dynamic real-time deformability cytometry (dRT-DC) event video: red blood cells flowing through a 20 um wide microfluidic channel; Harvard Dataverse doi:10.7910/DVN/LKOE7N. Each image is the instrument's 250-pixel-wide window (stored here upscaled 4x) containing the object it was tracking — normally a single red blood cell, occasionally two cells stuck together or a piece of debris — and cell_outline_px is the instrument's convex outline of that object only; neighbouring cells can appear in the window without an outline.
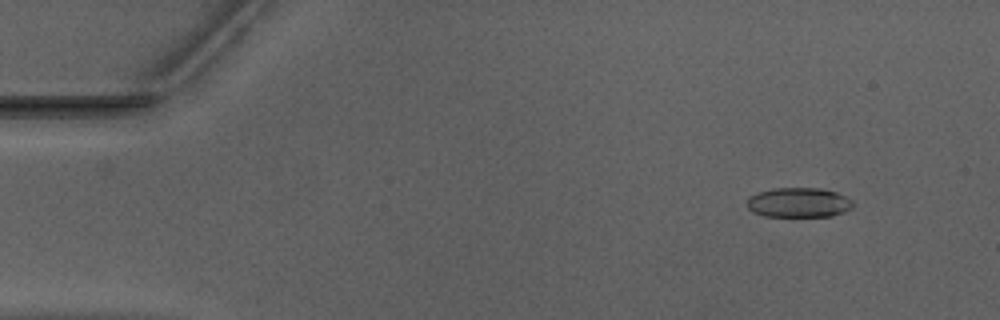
{"species": "Egyptian fruit bat (a non-hibernating species)", "species_latin": "Rousettus aegyptiacus", "temperature_condition": "warm", "stored_images_in_passage": 41, "camera_frame_rate_fps": 3000, "um_per_image_px": 0.085, "animal": {"sex": "male"}, "frame": {"image": 1, "passage_image": 1, "time_ms": 0.0, "image_size_px": [1000, 320], "cell_outline_px": [[852, 208], [844, 212], [832, 216], [764, 216], [752, 212], [748, 208], [748, 200], [756, 192], [776, 188], [820, 188], [836, 192], [852, 200]], "centroid_in_image_um": [67.89, 17.22], "position_along_channel_um": 17.1, "area_um2": 18.26}}
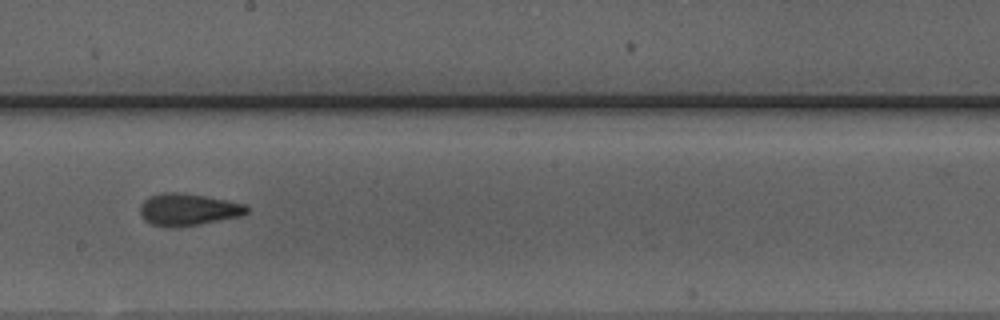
{"frame": {"image": 2, "passage_image": 25, "time_ms": 8.0, "image_size_px": [1000, 320], "cell_outline_px": [[248, 212], [240, 216], [200, 224], [172, 228], [152, 224], [144, 220], [140, 212], [140, 204], [148, 196], [160, 192], [184, 192], [244, 204], [248, 208]], "centroid_in_image_um": [15.93, 17.8], "position_along_channel_um": 232.3, "area_um2": 19.94}}
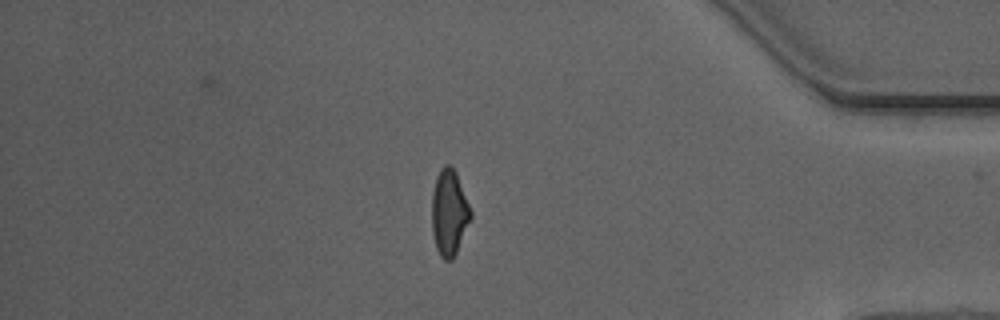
{"frame": {"image": 3, "passage_image": 40, "time_ms": 13.0, "image_size_px": [1000, 320], "cell_outline_px": [[472, 220], [452, 260], [444, 260], [440, 256], [436, 248], [432, 232], [432, 192], [436, 176], [440, 168], [444, 164], [448, 164], [456, 172], [472, 212]], "centroid_in_image_um": [38.18, 18.07], "position_along_channel_um": 397.0, "area_um2": 19.65}, "authors_computed_cell_mechanics": {"area_um2": 19.652, "velocity_mm_per_s": 3.975, "shape_relaxation_time_tau1_ms": 4.3619, "shape_relaxation_time_tau2_ms": 1.8156, "deformation_change_tau1": 0.1792, "deformation_change_tau2": 0.1047}}